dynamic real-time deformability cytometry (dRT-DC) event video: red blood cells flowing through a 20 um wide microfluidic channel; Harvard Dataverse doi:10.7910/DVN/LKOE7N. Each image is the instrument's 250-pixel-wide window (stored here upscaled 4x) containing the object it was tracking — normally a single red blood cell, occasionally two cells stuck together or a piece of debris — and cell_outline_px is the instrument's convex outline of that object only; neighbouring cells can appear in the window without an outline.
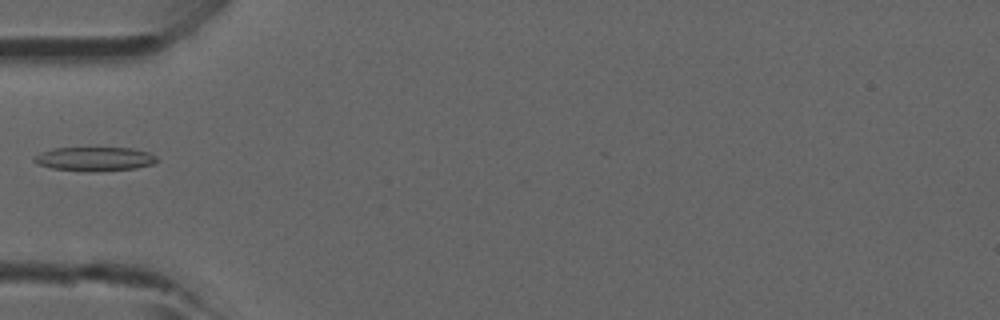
{"species": "common noctule bat (a hibernating species)", "species_latin": "Nyctalus noctula", "temperature_condition": "room temperature", "stored_images_in_passage": 28, "camera_frame_rate_fps": 3000, "um_per_image_px": 0.085, "animal": {"sex": "male", "forearm_length_mm": 52.5}, "frame": {"image": 1, "passage_image": 1, "time_ms": 0.0, "image_size_px": [1000, 320], "cell_outline_px": [[160, 160], [152, 164], [136, 168], [100, 172], [88, 172], [52, 168], [36, 164], [32, 160], [32, 156], [40, 152], [52, 148], [132, 148], [148, 152], [156, 156]], "centroid_in_image_um": [8.01, 13.52], "position_along_channel_um": 77.0, "area_um2": 17.51}}
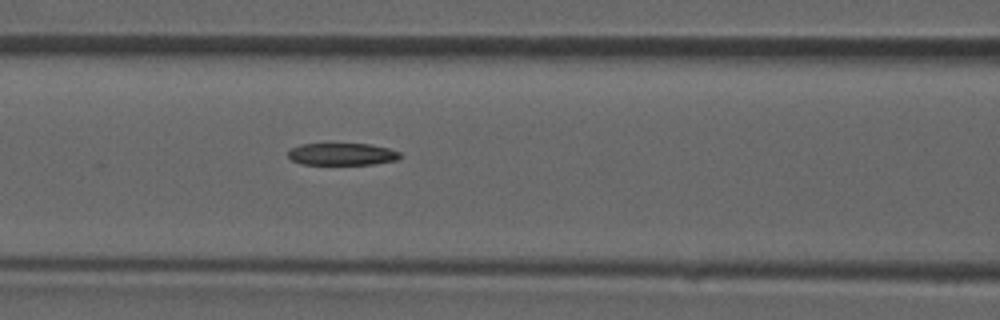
{"frame": {"image": 2, "passage_image": 5, "time_ms": 1.333, "image_size_px": [1000, 320], "cell_outline_px": [[404, 156], [396, 160], [372, 164], [300, 164], [292, 160], [288, 156], [288, 148], [300, 144], [368, 144], [388, 148], [400, 152]], "centroid_in_image_um": [29.06, 13.1], "position_along_channel_um": 137.5, "area_um2": 14.51}}